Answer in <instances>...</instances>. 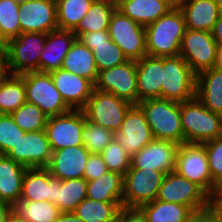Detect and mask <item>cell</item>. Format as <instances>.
I'll return each mask as SVG.
<instances>
[{
    "mask_svg": "<svg viewBox=\"0 0 222 222\" xmlns=\"http://www.w3.org/2000/svg\"><path fill=\"white\" fill-rule=\"evenodd\" d=\"M185 30L182 11L172 8L167 14L145 27L147 55L153 57L180 55Z\"/></svg>",
    "mask_w": 222,
    "mask_h": 222,
    "instance_id": "6da1fadb",
    "label": "cell"
},
{
    "mask_svg": "<svg viewBox=\"0 0 222 222\" xmlns=\"http://www.w3.org/2000/svg\"><path fill=\"white\" fill-rule=\"evenodd\" d=\"M137 105L144 112L154 139L169 140L178 145L184 143L180 103L150 98L140 101Z\"/></svg>",
    "mask_w": 222,
    "mask_h": 222,
    "instance_id": "7a4b0ae2",
    "label": "cell"
},
{
    "mask_svg": "<svg viewBox=\"0 0 222 222\" xmlns=\"http://www.w3.org/2000/svg\"><path fill=\"white\" fill-rule=\"evenodd\" d=\"M184 143L202 144L222 134L219 114L207 109L197 97L180 103Z\"/></svg>",
    "mask_w": 222,
    "mask_h": 222,
    "instance_id": "3957f363",
    "label": "cell"
},
{
    "mask_svg": "<svg viewBox=\"0 0 222 222\" xmlns=\"http://www.w3.org/2000/svg\"><path fill=\"white\" fill-rule=\"evenodd\" d=\"M196 97V74L180 56L163 57L161 98L178 103Z\"/></svg>",
    "mask_w": 222,
    "mask_h": 222,
    "instance_id": "277c9868",
    "label": "cell"
},
{
    "mask_svg": "<svg viewBox=\"0 0 222 222\" xmlns=\"http://www.w3.org/2000/svg\"><path fill=\"white\" fill-rule=\"evenodd\" d=\"M22 75L26 101L38 106L48 117L65 114L72 110L55 87L50 73L30 71Z\"/></svg>",
    "mask_w": 222,
    "mask_h": 222,
    "instance_id": "5b68a950",
    "label": "cell"
},
{
    "mask_svg": "<svg viewBox=\"0 0 222 222\" xmlns=\"http://www.w3.org/2000/svg\"><path fill=\"white\" fill-rule=\"evenodd\" d=\"M156 199L189 206L197 215L210 211V197L176 171L165 175Z\"/></svg>",
    "mask_w": 222,
    "mask_h": 222,
    "instance_id": "8992f818",
    "label": "cell"
},
{
    "mask_svg": "<svg viewBox=\"0 0 222 222\" xmlns=\"http://www.w3.org/2000/svg\"><path fill=\"white\" fill-rule=\"evenodd\" d=\"M46 33H21L7 42L9 74L40 71V55L46 41Z\"/></svg>",
    "mask_w": 222,
    "mask_h": 222,
    "instance_id": "52a82bcc",
    "label": "cell"
},
{
    "mask_svg": "<svg viewBox=\"0 0 222 222\" xmlns=\"http://www.w3.org/2000/svg\"><path fill=\"white\" fill-rule=\"evenodd\" d=\"M132 104L112 93L94 89L82 111L88 121L117 132Z\"/></svg>",
    "mask_w": 222,
    "mask_h": 222,
    "instance_id": "ba28073f",
    "label": "cell"
},
{
    "mask_svg": "<svg viewBox=\"0 0 222 222\" xmlns=\"http://www.w3.org/2000/svg\"><path fill=\"white\" fill-rule=\"evenodd\" d=\"M165 173L152 169H137L132 166L124 174L122 207L139 208L154 201Z\"/></svg>",
    "mask_w": 222,
    "mask_h": 222,
    "instance_id": "9c48e42d",
    "label": "cell"
},
{
    "mask_svg": "<svg viewBox=\"0 0 222 222\" xmlns=\"http://www.w3.org/2000/svg\"><path fill=\"white\" fill-rule=\"evenodd\" d=\"M175 171L198 185L209 197L212 196L213 181L203 144L183 143L179 145Z\"/></svg>",
    "mask_w": 222,
    "mask_h": 222,
    "instance_id": "30bf717a",
    "label": "cell"
},
{
    "mask_svg": "<svg viewBox=\"0 0 222 222\" xmlns=\"http://www.w3.org/2000/svg\"><path fill=\"white\" fill-rule=\"evenodd\" d=\"M108 32L110 39L118 45L128 60L138 61L147 55L145 27L118 9L111 17Z\"/></svg>",
    "mask_w": 222,
    "mask_h": 222,
    "instance_id": "8fae6325",
    "label": "cell"
},
{
    "mask_svg": "<svg viewBox=\"0 0 222 222\" xmlns=\"http://www.w3.org/2000/svg\"><path fill=\"white\" fill-rule=\"evenodd\" d=\"M218 44L211 32L186 29L180 48V56L197 75L215 67Z\"/></svg>",
    "mask_w": 222,
    "mask_h": 222,
    "instance_id": "7c38bea8",
    "label": "cell"
},
{
    "mask_svg": "<svg viewBox=\"0 0 222 222\" xmlns=\"http://www.w3.org/2000/svg\"><path fill=\"white\" fill-rule=\"evenodd\" d=\"M94 89L109 92L132 105L138 104L136 61L128 60L112 68L99 71Z\"/></svg>",
    "mask_w": 222,
    "mask_h": 222,
    "instance_id": "4fadbf2b",
    "label": "cell"
},
{
    "mask_svg": "<svg viewBox=\"0 0 222 222\" xmlns=\"http://www.w3.org/2000/svg\"><path fill=\"white\" fill-rule=\"evenodd\" d=\"M84 112L71 110L65 114L48 117L45 132L52 151L83 145Z\"/></svg>",
    "mask_w": 222,
    "mask_h": 222,
    "instance_id": "5bb4252c",
    "label": "cell"
},
{
    "mask_svg": "<svg viewBox=\"0 0 222 222\" xmlns=\"http://www.w3.org/2000/svg\"><path fill=\"white\" fill-rule=\"evenodd\" d=\"M6 155L26 168H47L52 150L45 130L25 132Z\"/></svg>",
    "mask_w": 222,
    "mask_h": 222,
    "instance_id": "9a60e30c",
    "label": "cell"
},
{
    "mask_svg": "<svg viewBox=\"0 0 222 222\" xmlns=\"http://www.w3.org/2000/svg\"><path fill=\"white\" fill-rule=\"evenodd\" d=\"M132 157L154 138L145 114L138 105H132L126 112L120 130L114 138Z\"/></svg>",
    "mask_w": 222,
    "mask_h": 222,
    "instance_id": "2e32d148",
    "label": "cell"
},
{
    "mask_svg": "<svg viewBox=\"0 0 222 222\" xmlns=\"http://www.w3.org/2000/svg\"><path fill=\"white\" fill-rule=\"evenodd\" d=\"M178 148L179 145L175 142L153 139L131 157V166L165 174L175 171Z\"/></svg>",
    "mask_w": 222,
    "mask_h": 222,
    "instance_id": "e0dca14e",
    "label": "cell"
},
{
    "mask_svg": "<svg viewBox=\"0 0 222 222\" xmlns=\"http://www.w3.org/2000/svg\"><path fill=\"white\" fill-rule=\"evenodd\" d=\"M18 16L21 33L48 34L58 29L55 0H26L20 3Z\"/></svg>",
    "mask_w": 222,
    "mask_h": 222,
    "instance_id": "ac0fdd59",
    "label": "cell"
},
{
    "mask_svg": "<svg viewBox=\"0 0 222 222\" xmlns=\"http://www.w3.org/2000/svg\"><path fill=\"white\" fill-rule=\"evenodd\" d=\"M49 73L65 103L72 110H82L94 90V83L62 68Z\"/></svg>",
    "mask_w": 222,
    "mask_h": 222,
    "instance_id": "d6986e66",
    "label": "cell"
},
{
    "mask_svg": "<svg viewBox=\"0 0 222 222\" xmlns=\"http://www.w3.org/2000/svg\"><path fill=\"white\" fill-rule=\"evenodd\" d=\"M89 155L83 145L55 150L47 169L52 177L61 180L82 178Z\"/></svg>",
    "mask_w": 222,
    "mask_h": 222,
    "instance_id": "ffe728a7",
    "label": "cell"
},
{
    "mask_svg": "<svg viewBox=\"0 0 222 222\" xmlns=\"http://www.w3.org/2000/svg\"><path fill=\"white\" fill-rule=\"evenodd\" d=\"M79 39L94 55L97 71H103L128 61L109 36L108 30L84 32Z\"/></svg>",
    "mask_w": 222,
    "mask_h": 222,
    "instance_id": "44dd1931",
    "label": "cell"
},
{
    "mask_svg": "<svg viewBox=\"0 0 222 222\" xmlns=\"http://www.w3.org/2000/svg\"><path fill=\"white\" fill-rule=\"evenodd\" d=\"M138 103L145 99L161 98L163 57L146 55L136 61Z\"/></svg>",
    "mask_w": 222,
    "mask_h": 222,
    "instance_id": "7402d4cb",
    "label": "cell"
},
{
    "mask_svg": "<svg viewBox=\"0 0 222 222\" xmlns=\"http://www.w3.org/2000/svg\"><path fill=\"white\" fill-rule=\"evenodd\" d=\"M20 200L49 201L56 205V178L47 168H27Z\"/></svg>",
    "mask_w": 222,
    "mask_h": 222,
    "instance_id": "603a6c76",
    "label": "cell"
},
{
    "mask_svg": "<svg viewBox=\"0 0 222 222\" xmlns=\"http://www.w3.org/2000/svg\"><path fill=\"white\" fill-rule=\"evenodd\" d=\"M76 38L72 30L57 29L49 32L40 55V72L49 73L61 69L64 58Z\"/></svg>",
    "mask_w": 222,
    "mask_h": 222,
    "instance_id": "cb8c5ba5",
    "label": "cell"
},
{
    "mask_svg": "<svg viewBox=\"0 0 222 222\" xmlns=\"http://www.w3.org/2000/svg\"><path fill=\"white\" fill-rule=\"evenodd\" d=\"M117 9L146 27L167 14L172 6L169 0H119Z\"/></svg>",
    "mask_w": 222,
    "mask_h": 222,
    "instance_id": "d4e9b609",
    "label": "cell"
},
{
    "mask_svg": "<svg viewBox=\"0 0 222 222\" xmlns=\"http://www.w3.org/2000/svg\"><path fill=\"white\" fill-rule=\"evenodd\" d=\"M26 169L7 155H0V200L11 207L20 200Z\"/></svg>",
    "mask_w": 222,
    "mask_h": 222,
    "instance_id": "484cf974",
    "label": "cell"
},
{
    "mask_svg": "<svg viewBox=\"0 0 222 222\" xmlns=\"http://www.w3.org/2000/svg\"><path fill=\"white\" fill-rule=\"evenodd\" d=\"M196 97L210 111L222 110V70L213 67L196 75Z\"/></svg>",
    "mask_w": 222,
    "mask_h": 222,
    "instance_id": "4316f807",
    "label": "cell"
},
{
    "mask_svg": "<svg viewBox=\"0 0 222 222\" xmlns=\"http://www.w3.org/2000/svg\"><path fill=\"white\" fill-rule=\"evenodd\" d=\"M186 29L211 32L220 16L215 0H193L180 8Z\"/></svg>",
    "mask_w": 222,
    "mask_h": 222,
    "instance_id": "83f0119b",
    "label": "cell"
},
{
    "mask_svg": "<svg viewBox=\"0 0 222 222\" xmlns=\"http://www.w3.org/2000/svg\"><path fill=\"white\" fill-rule=\"evenodd\" d=\"M147 222H190L197 214L186 205L155 199L139 207Z\"/></svg>",
    "mask_w": 222,
    "mask_h": 222,
    "instance_id": "f1b7e54d",
    "label": "cell"
},
{
    "mask_svg": "<svg viewBox=\"0 0 222 222\" xmlns=\"http://www.w3.org/2000/svg\"><path fill=\"white\" fill-rule=\"evenodd\" d=\"M62 69L93 83L96 82L98 75L93 52L77 38L64 58Z\"/></svg>",
    "mask_w": 222,
    "mask_h": 222,
    "instance_id": "f546056e",
    "label": "cell"
},
{
    "mask_svg": "<svg viewBox=\"0 0 222 222\" xmlns=\"http://www.w3.org/2000/svg\"><path fill=\"white\" fill-rule=\"evenodd\" d=\"M124 175L107 171L87 181V198L101 202H122Z\"/></svg>",
    "mask_w": 222,
    "mask_h": 222,
    "instance_id": "4dcf8cb0",
    "label": "cell"
},
{
    "mask_svg": "<svg viewBox=\"0 0 222 222\" xmlns=\"http://www.w3.org/2000/svg\"><path fill=\"white\" fill-rule=\"evenodd\" d=\"M116 9L117 4L115 3L95 0L87 14L73 30L75 36L78 38L84 32L108 30L111 17Z\"/></svg>",
    "mask_w": 222,
    "mask_h": 222,
    "instance_id": "1f68e13d",
    "label": "cell"
},
{
    "mask_svg": "<svg viewBox=\"0 0 222 222\" xmlns=\"http://www.w3.org/2000/svg\"><path fill=\"white\" fill-rule=\"evenodd\" d=\"M87 198L85 178L61 180L56 178V206L61 212H73Z\"/></svg>",
    "mask_w": 222,
    "mask_h": 222,
    "instance_id": "d6a6232c",
    "label": "cell"
},
{
    "mask_svg": "<svg viewBox=\"0 0 222 222\" xmlns=\"http://www.w3.org/2000/svg\"><path fill=\"white\" fill-rule=\"evenodd\" d=\"M26 102L22 74H9L0 80V114H11Z\"/></svg>",
    "mask_w": 222,
    "mask_h": 222,
    "instance_id": "836d02e7",
    "label": "cell"
},
{
    "mask_svg": "<svg viewBox=\"0 0 222 222\" xmlns=\"http://www.w3.org/2000/svg\"><path fill=\"white\" fill-rule=\"evenodd\" d=\"M11 211L27 222H55L62 213L60 209L49 201L19 200Z\"/></svg>",
    "mask_w": 222,
    "mask_h": 222,
    "instance_id": "e575fe53",
    "label": "cell"
},
{
    "mask_svg": "<svg viewBox=\"0 0 222 222\" xmlns=\"http://www.w3.org/2000/svg\"><path fill=\"white\" fill-rule=\"evenodd\" d=\"M122 202H101L85 198L73 211L83 222H114Z\"/></svg>",
    "mask_w": 222,
    "mask_h": 222,
    "instance_id": "d590c367",
    "label": "cell"
},
{
    "mask_svg": "<svg viewBox=\"0 0 222 222\" xmlns=\"http://www.w3.org/2000/svg\"><path fill=\"white\" fill-rule=\"evenodd\" d=\"M58 29L74 30L95 0H55Z\"/></svg>",
    "mask_w": 222,
    "mask_h": 222,
    "instance_id": "8d00e7d4",
    "label": "cell"
},
{
    "mask_svg": "<svg viewBox=\"0 0 222 222\" xmlns=\"http://www.w3.org/2000/svg\"><path fill=\"white\" fill-rule=\"evenodd\" d=\"M10 115L18 127L25 132L45 130L48 119L38 106L27 101Z\"/></svg>",
    "mask_w": 222,
    "mask_h": 222,
    "instance_id": "74e56055",
    "label": "cell"
},
{
    "mask_svg": "<svg viewBox=\"0 0 222 222\" xmlns=\"http://www.w3.org/2000/svg\"><path fill=\"white\" fill-rule=\"evenodd\" d=\"M83 146L90 153L100 154L104 148L113 140L114 133L102 126L88 121L84 114V127L82 129Z\"/></svg>",
    "mask_w": 222,
    "mask_h": 222,
    "instance_id": "f35d334b",
    "label": "cell"
},
{
    "mask_svg": "<svg viewBox=\"0 0 222 222\" xmlns=\"http://www.w3.org/2000/svg\"><path fill=\"white\" fill-rule=\"evenodd\" d=\"M19 10L14 0H0V33L6 42L21 34Z\"/></svg>",
    "mask_w": 222,
    "mask_h": 222,
    "instance_id": "ab89813d",
    "label": "cell"
},
{
    "mask_svg": "<svg viewBox=\"0 0 222 222\" xmlns=\"http://www.w3.org/2000/svg\"><path fill=\"white\" fill-rule=\"evenodd\" d=\"M100 154L109 171L124 175L131 167V156L115 139Z\"/></svg>",
    "mask_w": 222,
    "mask_h": 222,
    "instance_id": "60d3db41",
    "label": "cell"
},
{
    "mask_svg": "<svg viewBox=\"0 0 222 222\" xmlns=\"http://www.w3.org/2000/svg\"><path fill=\"white\" fill-rule=\"evenodd\" d=\"M24 134L10 114H0V155H6Z\"/></svg>",
    "mask_w": 222,
    "mask_h": 222,
    "instance_id": "b9f144b4",
    "label": "cell"
},
{
    "mask_svg": "<svg viewBox=\"0 0 222 222\" xmlns=\"http://www.w3.org/2000/svg\"><path fill=\"white\" fill-rule=\"evenodd\" d=\"M207 153L209 170L213 181V193L222 181V134L215 139L202 143Z\"/></svg>",
    "mask_w": 222,
    "mask_h": 222,
    "instance_id": "7bdbcfd3",
    "label": "cell"
},
{
    "mask_svg": "<svg viewBox=\"0 0 222 222\" xmlns=\"http://www.w3.org/2000/svg\"><path fill=\"white\" fill-rule=\"evenodd\" d=\"M107 171V165L103 161L101 154L90 153L86 162L83 178L87 181H91L97 179Z\"/></svg>",
    "mask_w": 222,
    "mask_h": 222,
    "instance_id": "ee69618b",
    "label": "cell"
},
{
    "mask_svg": "<svg viewBox=\"0 0 222 222\" xmlns=\"http://www.w3.org/2000/svg\"><path fill=\"white\" fill-rule=\"evenodd\" d=\"M114 222H147L145 215L139 208L122 207L116 215Z\"/></svg>",
    "mask_w": 222,
    "mask_h": 222,
    "instance_id": "f6af8a7d",
    "label": "cell"
},
{
    "mask_svg": "<svg viewBox=\"0 0 222 222\" xmlns=\"http://www.w3.org/2000/svg\"><path fill=\"white\" fill-rule=\"evenodd\" d=\"M210 211L217 214L222 212V181L216 185L210 197Z\"/></svg>",
    "mask_w": 222,
    "mask_h": 222,
    "instance_id": "bcb514c9",
    "label": "cell"
},
{
    "mask_svg": "<svg viewBox=\"0 0 222 222\" xmlns=\"http://www.w3.org/2000/svg\"><path fill=\"white\" fill-rule=\"evenodd\" d=\"M8 73L7 49H0V80L6 78Z\"/></svg>",
    "mask_w": 222,
    "mask_h": 222,
    "instance_id": "7dc6e473",
    "label": "cell"
},
{
    "mask_svg": "<svg viewBox=\"0 0 222 222\" xmlns=\"http://www.w3.org/2000/svg\"><path fill=\"white\" fill-rule=\"evenodd\" d=\"M196 222H222V217L214 212H207L203 214H198L196 216Z\"/></svg>",
    "mask_w": 222,
    "mask_h": 222,
    "instance_id": "c3c4849f",
    "label": "cell"
},
{
    "mask_svg": "<svg viewBox=\"0 0 222 222\" xmlns=\"http://www.w3.org/2000/svg\"><path fill=\"white\" fill-rule=\"evenodd\" d=\"M213 38L218 45H222V15H220L211 31Z\"/></svg>",
    "mask_w": 222,
    "mask_h": 222,
    "instance_id": "681fc988",
    "label": "cell"
},
{
    "mask_svg": "<svg viewBox=\"0 0 222 222\" xmlns=\"http://www.w3.org/2000/svg\"><path fill=\"white\" fill-rule=\"evenodd\" d=\"M55 222H83L74 212H62Z\"/></svg>",
    "mask_w": 222,
    "mask_h": 222,
    "instance_id": "f907efd6",
    "label": "cell"
},
{
    "mask_svg": "<svg viewBox=\"0 0 222 222\" xmlns=\"http://www.w3.org/2000/svg\"><path fill=\"white\" fill-rule=\"evenodd\" d=\"M11 212V206L0 200V222H6V218Z\"/></svg>",
    "mask_w": 222,
    "mask_h": 222,
    "instance_id": "816d5d0a",
    "label": "cell"
},
{
    "mask_svg": "<svg viewBox=\"0 0 222 222\" xmlns=\"http://www.w3.org/2000/svg\"><path fill=\"white\" fill-rule=\"evenodd\" d=\"M215 67L217 69L222 70V45H218V48H217Z\"/></svg>",
    "mask_w": 222,
    "mask_h": 222,
    "instance_id": "f5cc1de1",
    "label": "cell"
},
{
    "mask_svg": "<svg viewBox=\"0 0 222 222\" xmlns=\"http://www.w3.org/2000/svg\"><path fill=\"white\" fill-rule=\"evenodd\" d=\"M172 8H178L180 9L185 4H188L189 2H192L193 0H169Z\"/></svg>",
    "mask_w": 222,
    "mask_h": 222,
    "instance_id": "db71d44e",
    "label": "cell"
},
{
    "mask_svg": "<svg viewBox=\"0 0 222 222\" xmlns=\"http://www.w3.org/2000/svg\"><path fill=\"white\" fill-rule=\"evenodd\" d=\"M6 222H27L26 220L18 217L16 214H14L12 211L9 213V215L6 218Z\"/></svg>",
    "mask_w": 222,
    "mask_h": 222,
    "instance_id": "11a10c76",
    "label": "cell"
},
{
    "mask_svg": "<svg viewBox=\"0 0 222 222\" xmlns=\"http://www.w3.org/2000/svg\"><path fill=\"white\" fill-rule=\"evenodd\" d=\"M0 49H7V42L0 33Z\"/></svg>",
    "mask_w": 222,
    "mask_h": 222,
    "instance_id": "9f6ffc18",
    "label": "cell"
},
{
    "mask_svg": "<svg viewBox=\"0 0 222 222\" xmlns=\"http://www.w3.org/2000/svg\"><path fill=\"white\" fill-rule=\"evenodd\" d=\"M218 7L219 14L222 15V0H215Z\"/></svg>",
    "mask_w": 222,
    "mask_h": 222,
    "instance_id": "6f0895ef",
    "label": "cell"
},
{
    "mask_svg": "<svg viewBox=\"0 0 222 222\" xmlns=\"http://www.w3.org/2000/svg\"><path fill=\"white\" fill-rule=\"evenodd\" d=\"M101 1H109V2H112V3H115V4H117L119 2V0H101Z\"/></svg>",
    "mask_w": 222,
    "mask_h": 222,
    "instance_id": "680465c9",
    "label": "cell"
},
{
    "mask_svg": "<svg viewBox=\"0 0 222 222\" xmlns=\"http://www.w3.org/2000/svg\"><path fill=\"white\" fill-rule=\"evenodd\" d=\"M218 114H219V118H220L221 125H222V110Z\"/></svg>",
    "mask_w": 222,
    "mask_h": 222,
    "instance_id": "91938a15",
    "label": "cell"
},
{
    "mask_svg": "<svg viewBox=\"0 0 222 222\" xmlns=\"http://www.w3.org/2000/svg\"><path fill=\"white\" fill-rule=\"evenodd\" d=\"M14 1L20 4V3H22V2H24L26 0H14Z\"/></svg>",
    "mask_w": 222,
    "mask_h": 222,
    "instance_id": "94428289",
    "label": "cell"
},
{
    "mask_svg": "<svg viewBox=\"0 0 222 222\" xmlns=\"http://www.w3.org/2000/svg\"><path fill=\"white\" fill-rule=\"evenodd\" d=\"M190 222H196V217H194Z\"/></svg>",
    "mask_w": 222,
    "mask_h": 222,
    "instance_id": "6125c7cd",
    "label": "cell"
}]
</instances>
